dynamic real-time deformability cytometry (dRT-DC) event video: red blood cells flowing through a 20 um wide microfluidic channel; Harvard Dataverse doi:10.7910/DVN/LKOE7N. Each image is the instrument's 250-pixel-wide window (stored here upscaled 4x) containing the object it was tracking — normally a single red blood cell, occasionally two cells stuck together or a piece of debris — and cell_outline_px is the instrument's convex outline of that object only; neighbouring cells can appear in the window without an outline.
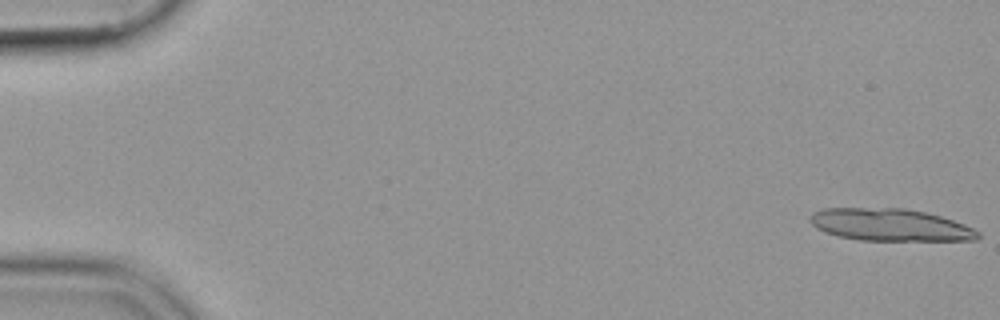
{"species": "common noctule bat (a hibernating species)", "species_latin": "Nyctalus noctula", "temperature_condition": "cold", "stored_images_in_passage": 16, "camera_frame_rate_fps": 3000, "um_per_image_px": 0.085, "animal": {"sex": "female", "body_mass_g": 19.9}, "frame": {"image": 1, "passage_image": 1, "time_ms": 0.0, "image_size_px": [1000, 320], "cell_outline_px": [[980, 236], [976, 240], [860, 240], [840, 236], [824, 232], [816, 228], [808, 220], [808, 216], [812, 212], [824, 208], [904, 208], [924, 212], [940, 216], [964, 224], [980, 232]], "centroid_in_image_um": [75.61, 19.11], "position_along_channel_um": 9.4, "area_um2": 31.5}}